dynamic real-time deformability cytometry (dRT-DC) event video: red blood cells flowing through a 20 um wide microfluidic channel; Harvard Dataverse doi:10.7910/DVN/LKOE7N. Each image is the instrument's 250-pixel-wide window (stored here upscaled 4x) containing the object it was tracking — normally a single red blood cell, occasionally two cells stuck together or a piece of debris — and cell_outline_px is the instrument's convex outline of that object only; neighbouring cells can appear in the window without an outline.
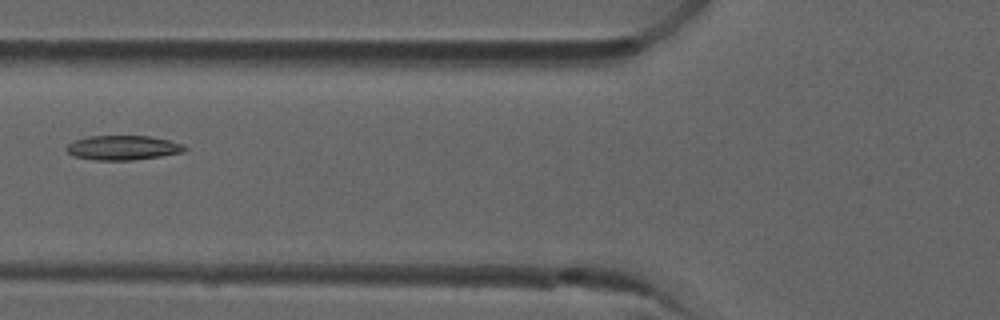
{"species": "common noctule bat (a hibernating species)", "species_latin": "Nyctalus noctula", "temperature_condition": "room temperature", "stored_images_in_passage": 2, "camera_frame_rate_fps": 3000, "um_per_image_px": 0.085, "animal": {"sex": "male", "forearm_length_mm": 52.5}, "frame": {"image": 1, "passage_image": 2, "time_ms": 0.333, "image_size_px": [1000, 320], "cell_outline_px": [[188, 148], [184, 152], [160, 156], [132, 160], [92, 160], [72, 156], [64, 148], [68, 144], [76, 140], [92, 136], [148, 136], [168, 140], [184, 144]], "centroid_in_image_um": [10.45, 12.56], "position_along_channel_um": 115.4, "area_um2": 16.88}}